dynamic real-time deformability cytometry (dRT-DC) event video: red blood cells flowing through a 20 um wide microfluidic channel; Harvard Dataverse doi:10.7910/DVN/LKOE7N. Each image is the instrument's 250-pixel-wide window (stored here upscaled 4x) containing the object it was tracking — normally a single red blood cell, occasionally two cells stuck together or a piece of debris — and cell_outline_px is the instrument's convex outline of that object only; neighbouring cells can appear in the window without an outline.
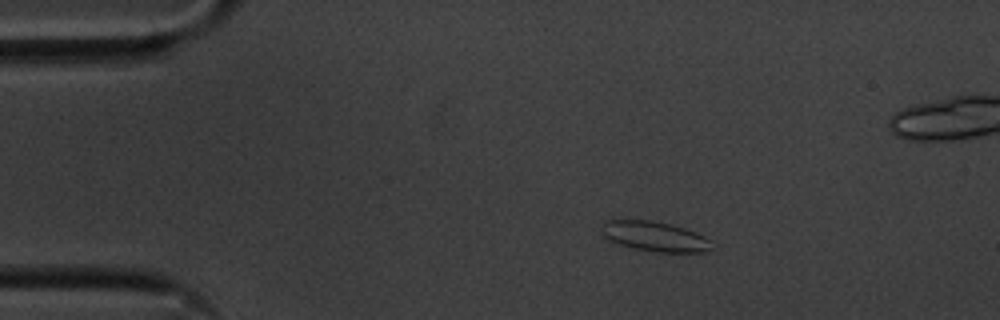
{"species": "common noctule bat (a hibernating species)", "species_latin": "Nyctalus noctula", "temperature_condition": "cold", "stored_images_in_passage": 48, "camera_frame_rate_fps": 3000, "um_per_image_px": 0.085, "animal": {"sex": "male", "body_mass_g": 20.1, "forearm_length_mm": 53.5}, "frame": {"image": 1, "passage_image": 1, "time_ms": 0.0, "image_size_px": [1000, 320], "cell_outline_px": [[712, 248], [704, 252], [656, 252], [632, 248], [616, 244], [604, 236], [604, 220], [652, 220], [672, 224], [696, 232], [712, 240]], "centroid_in_image_um": [55.7, 20.1], "position_along_channel_um": 29.3, "area_um2": 19.25}}
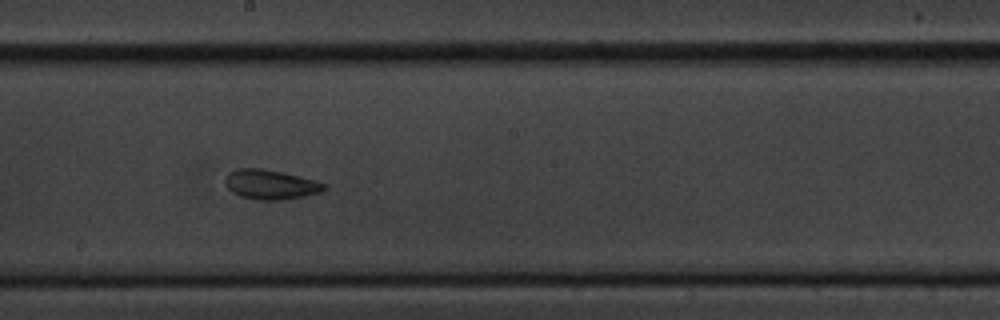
{"frame": {"image": 2, "passage_image": 22, "time_ms": 7.0, "image_size_px": [1000, 320], "cell_outline_px": [[328, 188], [320, 192], [304, 196], [280, 200], [256, 200], [240, 196], [232, 192], [224, 184], [224, 176], [228, 172], [236, 168], [260, 168], [284, 172], [300, 176], [328, 184]], "centroid_in_image_um": [22.97, 15.67], "position_along_channel_um": 225.2, "area_um2": 17.4}}
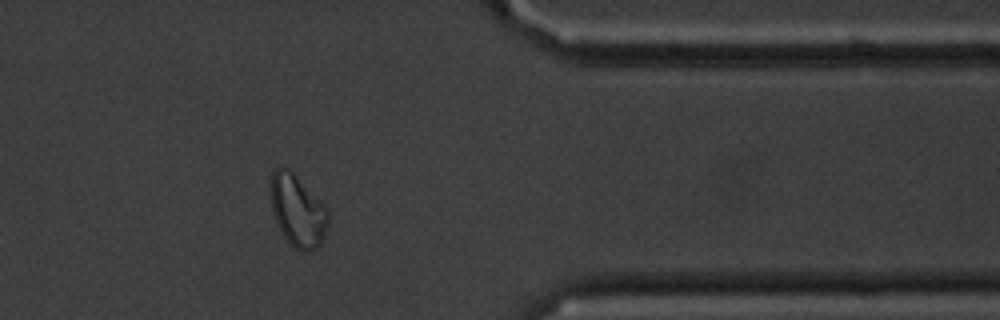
{"frame": {"image": 3, "passage_image": 37, "time_ms": 12.0, "image_size_px": [1000, 320], "cell_outline_px": [[328, 220], [324, 236], [320, 244], [316, 248], [308, 252], [300, 252], [284, 236], [276, 224], [272, 212], [268, 184], [272, 172], [276, 168], [288, 168], [328, 208]], "centroid_in_image_um": [25.26, 17.9], "position_along_channel_um": 386.1, "area_um2": 24.22}, "authors_computed_cell_mechanics": {"area_um2": 17.6001, "velocity_mm_per_s": 3.5262, "shape_relaxation_time_tau1_ms": 7.6398, "shape_relaxation_time_tau2_ms": 2.0233, "deformation_change_tau1": 0.1278, "deformation_change_tau2": 0.0918}}